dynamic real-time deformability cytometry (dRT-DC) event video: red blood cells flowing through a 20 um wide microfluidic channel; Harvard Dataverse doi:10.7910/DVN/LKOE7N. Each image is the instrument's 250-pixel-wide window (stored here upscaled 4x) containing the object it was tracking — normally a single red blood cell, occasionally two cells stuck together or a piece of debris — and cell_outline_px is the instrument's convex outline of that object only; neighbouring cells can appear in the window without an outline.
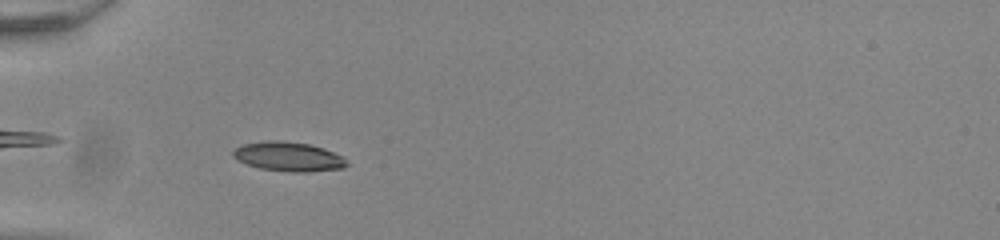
{"species": "common noctule bat (a hibernating species)", "species_latin": "Nyctalus noctula", "temperature_condition": "room temperature", "stored_images_in_passage": 51, "camera_frame_rate_fps": 3000, "um_per_image_px": 0.085, "animal": {"sex": "male", "body_mass_g": 20.0, "forearm_length_mm": 53.3}, "frame": {"image": 1, "passage_image": 16, "time_ms": 5.0, "image_size_px": [1000, 240], "cell_outline_px": [[348, 164], [344, 168], [308, 172], [292, 172], [260, 168], [236, 160], [232, 156], [232, 152], [236, 148], [244, 144], [268, 140], [280, 140], [308, 144], [324, 148], [344, 156]], "centroid_in_image_um": [24.54, 13.31], "position_along_channel_um": 60.5, "area_um2": 19.48}}
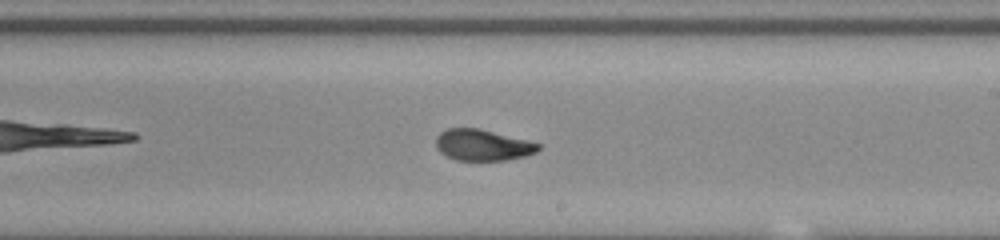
{"frame": {"image": 2, "passage_image": 31, "time_ms": 10.0, "image_size_px": [1000, 240], "cell_outline_px": [[540, 148], [536, 152], [524, 156], [504, 160], [456, 160], [440, 152], [436, 148], [436, 136], [440, 132], [448, 128], [480, 128], [528, 140], [540, 144]], "centroid_in_image_um": [41.01, 12.31], "position_along_channel_um": 248.0, "area_um2": 18.61}}
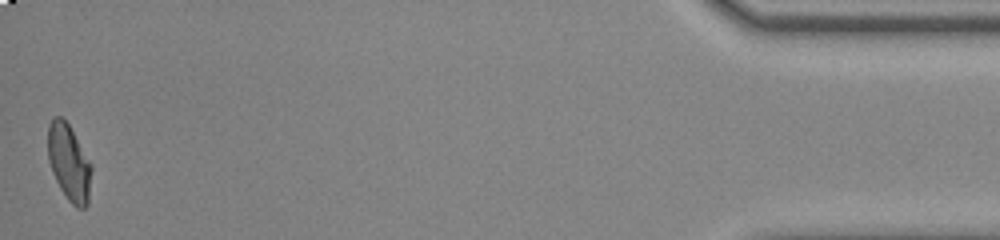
{"frame": {"image": 3, "passage_image": 51, "time_ms": 16.667, "image_size_px": [1000, 240], "cell_outline_px": [[92, 172], [88, 204], [84, 208], [76, 208], [68, 200], [60, 188], [52, 172], [48, 160], [48, 124], [52, 116], [60, 116], [68, 124], [92, 164]], "centroid_in_image_um": [5.87, 13.83], "position_along_channel_um": 429.3, "area_um2": 19.54}, "authors_computed_cell_mechanics": {"area_um2": 18.8428, "velocity_mm_per_s": 3.9253, "shape_relaxation_time_tau1_ms": null, "shape_relaxation_time_tau2_ms": 0.8952, "deformation_change_tau1": null, "deformation_change_tau2": 0.0573}}